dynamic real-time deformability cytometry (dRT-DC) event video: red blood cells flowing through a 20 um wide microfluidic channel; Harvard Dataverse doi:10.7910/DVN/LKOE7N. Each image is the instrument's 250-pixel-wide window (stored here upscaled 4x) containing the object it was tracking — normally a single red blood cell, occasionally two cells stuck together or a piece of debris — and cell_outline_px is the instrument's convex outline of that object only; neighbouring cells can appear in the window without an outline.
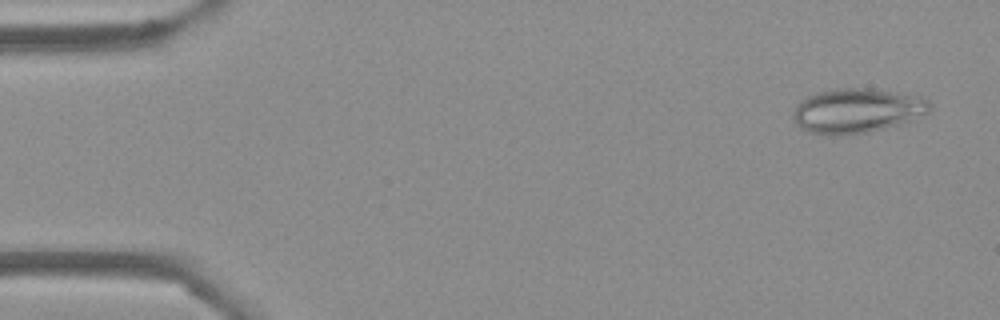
{"species": "Egyptian fruit bat (a non-hibernating species)", "species_latin": "Rousettus aegyptiacus", "temperature_condition": "cold", "stored_images_in_passage": 54, "camera_frame_rate_fps": 3000, "um_per_image_px": 0.085, "frame": {"image": 1, "passage_image": 3, "time_ms": 0.667, "image_size_px": [1000, 320], "cell_outline_px": [[932, 108], [928, 112], [912, 120], [884, 128], [868, 132], [836, 136], [832, 136], [808, 132], [800, 128], [792, 116], [792, 112], [796, 104], [800, 100], [808, 96], [820, 92], [836, 88], [872, 88], [920, 96], [928, 100], [932, 104]], "centroid_in_image_um": [72.83, 9.41], "position_along_channel_um": 12.2, "area_um2": 35.72}}
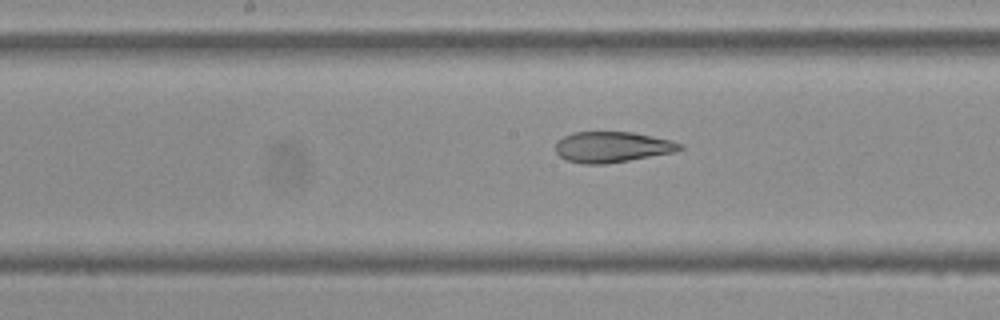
{"frame": {"image": 2, "passage_image": 27, "time_ms": 8.667, "image_size_px": [1000, 320], "cell_outline_px": [[684, 148], [676, 152], [604, 164], [584, 164], [568, 160], [560, 156], [556, 152], [556, 140], [572, 132], [632, 132], [672, 140], [684, 144]], "centroid_in_image_um": [52.06, 12.49], "position_along_channel_um": 196.1, "area_um2": 22.31}}
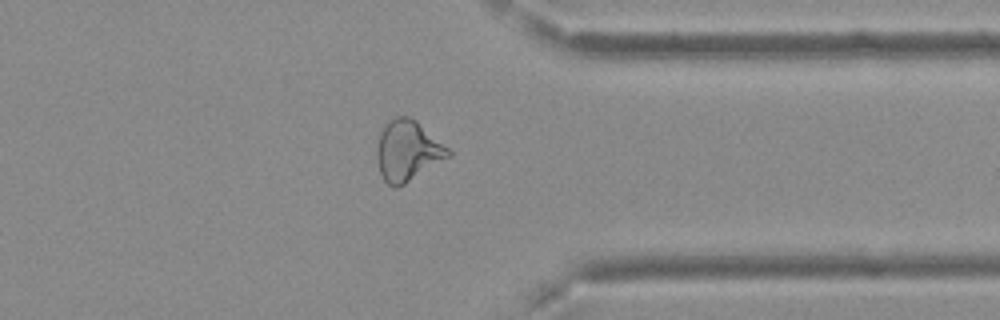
{"frame": {"image": 3, "passage_image": 42, "time_ms": 13.667, "image_size_px": [1000, 320], "cell_outline_px": [[452, 156], [404, 184], [396, 188], [392, 188], [384, 180], [380, 172], [376, 156], [376, 148], [380, 132], [388, 120], [396, 116], [408, 116], [416, 120], [448, 148], [452, 152]], "centroid_in_image_um": [34.64, 12.82], "position_along_channel_um": 376.8, "area_um2": 25.26}, "authors_computed_cell_mechanics": {"area_um2": 26.3568, "velocity_mm_per_s": 3.7298, "shape_relaxation_time_tau1_ms": null, "shape_relaxation_time_tau2_ms": 2.8138, "deformation_change_tau1": null, "deformation_change_tau2": 0.1016}}